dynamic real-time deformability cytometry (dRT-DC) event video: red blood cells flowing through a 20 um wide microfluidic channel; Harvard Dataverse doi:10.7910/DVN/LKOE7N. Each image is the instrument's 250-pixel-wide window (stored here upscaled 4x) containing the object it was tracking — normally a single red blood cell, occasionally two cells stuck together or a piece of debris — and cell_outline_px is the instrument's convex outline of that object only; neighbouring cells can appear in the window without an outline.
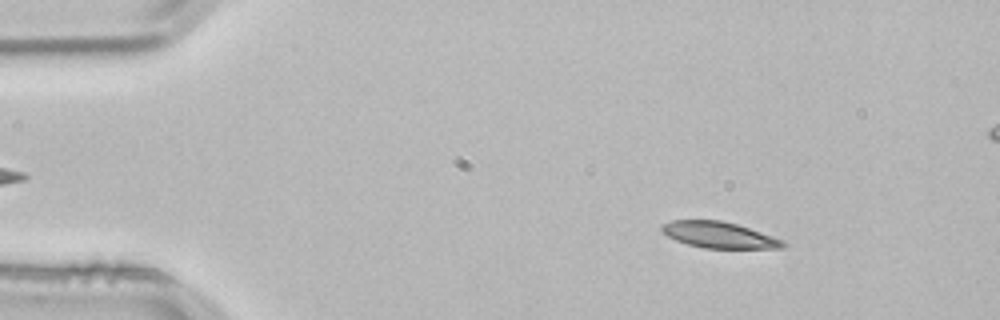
{"species": "common noctule bat (a hibernating species)", "species_latin": "Nyctalus noctula", "temperature_condition": "room temperature", "stored_images_in_passage": 54, "segment_of_instrument_passage": [1, 2], "camera_frame_rate_fps": 3000, "um_per_image_px": 0.085, "animal": {"sex": "male", "body_mass_g": 21.5, "forearm_length_mm": 52.0}, "frame": {"image": 1, "passage_image": 7, "time_ms": 2.0, "image_size_px": [1000, 320], "cell_outline_px": [[788, 244], [784, 248], [704, 248], [688, 244], [676, 240], [668, 236], [660, 228], [664, 224], [672, 220], [720, 220], [736, 224], [772, 236]], "centroid_in_image_um": [61.12, 19.97], "position_along_channel_um": 23.9, "area_um2": 18.15}}
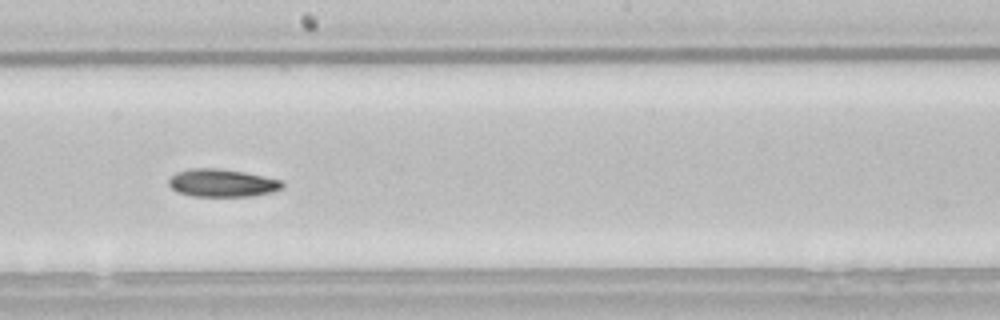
{"frame": {"image": 2, "passage_image": 29, "time_ms": 9.333, "image_size_px": [1000, 320], "cell_outline_px": [[284, 188], [272, 192], [248, 196], [192, 196], [176, 192], [168, 184], [168, 180], [176, 172], [192, 168], [220, 168], [244, 172], [284, 180]], "centroid_in_image_um": [18.9, 15.55], "position_along_channel_um": 229.3, "area_um2": 18.55}}
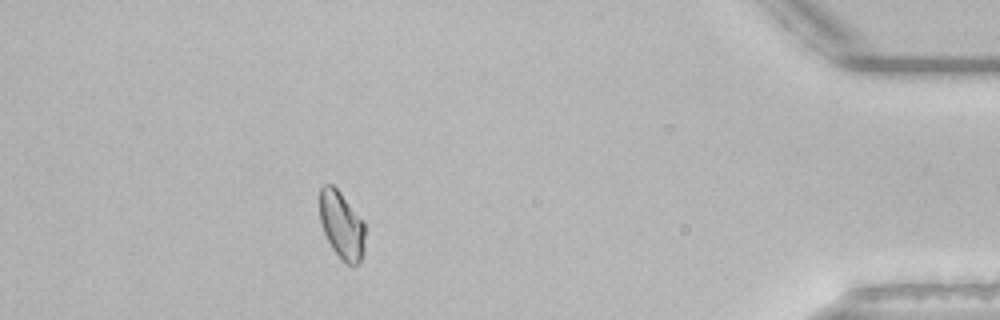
{"frame": {"image": 3, "passage_image": 47, "time_ms": 15.333, "image_size_px": [1000, 320], "cell_outline_px": [[364, 256], [356, 264], [348, 264], [332, 248], [324, 232], [320, 220], [320, 188], [324, 184], [332, 184], [340, 192], [364, 224]], "centroid_in_image_um": [29.03, 19.13], "position_along_channel_um": 406.2, "area_um2": 17.34}}